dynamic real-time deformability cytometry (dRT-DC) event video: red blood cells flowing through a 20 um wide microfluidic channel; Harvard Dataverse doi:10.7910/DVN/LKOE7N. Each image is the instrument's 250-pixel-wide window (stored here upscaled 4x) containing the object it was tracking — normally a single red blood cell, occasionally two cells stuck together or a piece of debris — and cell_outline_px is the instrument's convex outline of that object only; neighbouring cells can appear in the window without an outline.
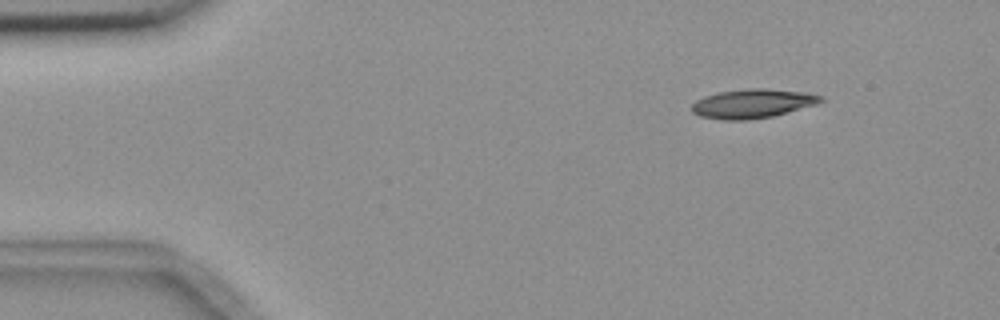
{"species": "common noctule bat (a hibernating species)", "species_latin": "Nyctalus noctula", "temperature_condition": "room temperature", "stored_images_in_passage": 3, "segment_of_instrument_passage": [1, 2], "camera_frame_rate_fps": 3000, "um_per_image_px": 0.085, "animal": {"sex": "female", "body_mass_g": 18.4}, "frame": {"image": 1, "passage_image": 1, "time_ms": 0.0, "image_size_px": [1000, 320], "cell_outline_px": [[824, 100], [816, 104], [788, 112], [772, 116], [748, 120], [720, 120], [700, 116], [692, 112], [692, 104], [696, 100], [704, 96], [720, 92], [748, 88], [764, 88], [808, 92], [820, 96]], "centroid_in_image_um": [63.95, 8.8], "position_along_channel_um": 21.1, "area_um2": 21.85}}